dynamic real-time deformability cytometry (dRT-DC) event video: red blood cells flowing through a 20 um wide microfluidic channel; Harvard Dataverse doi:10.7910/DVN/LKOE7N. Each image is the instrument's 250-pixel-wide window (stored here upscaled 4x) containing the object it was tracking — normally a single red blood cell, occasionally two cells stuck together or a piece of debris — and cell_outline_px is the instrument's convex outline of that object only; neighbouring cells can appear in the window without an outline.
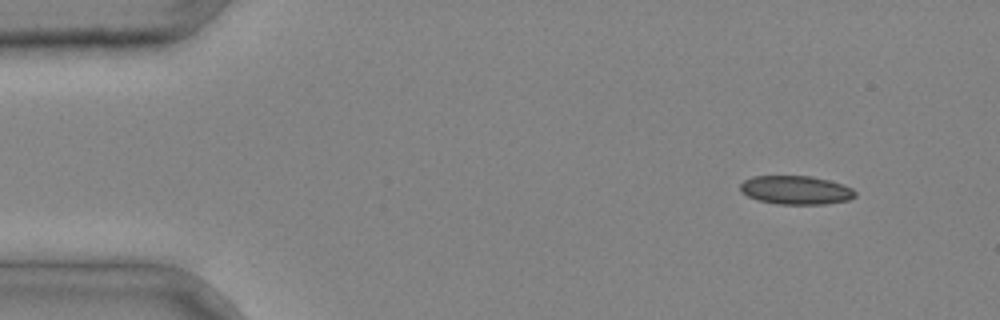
{"species": "common noctule bat (a hibernating species)", "species_latin": "Nyctalus noctula", "temperature_condition": "cold", "stored_images_in_passage": 2, "camera_frame_rate_fps": 3000, "um_per_image_px": 0.085, "animal": {"sex": "male", "body_mass_g": 20.4}, "frame": {"image": 1, "passage_image": 1, "time_ms": 0.0, "image_size_px": [1000, 320], "cell_outline_px": [[856, 196], [848, 200], [824, 204], [776, 204], [756, 200], [740, 192], [740, 184], [744, 180], [752, 176], [812, 176], [828, 180], [852, 188], [856, 192]], "centroid_in_image_um": [67.61, 16.16], "position_along_channel_um": 17.4, "area_um2": 19.25}}